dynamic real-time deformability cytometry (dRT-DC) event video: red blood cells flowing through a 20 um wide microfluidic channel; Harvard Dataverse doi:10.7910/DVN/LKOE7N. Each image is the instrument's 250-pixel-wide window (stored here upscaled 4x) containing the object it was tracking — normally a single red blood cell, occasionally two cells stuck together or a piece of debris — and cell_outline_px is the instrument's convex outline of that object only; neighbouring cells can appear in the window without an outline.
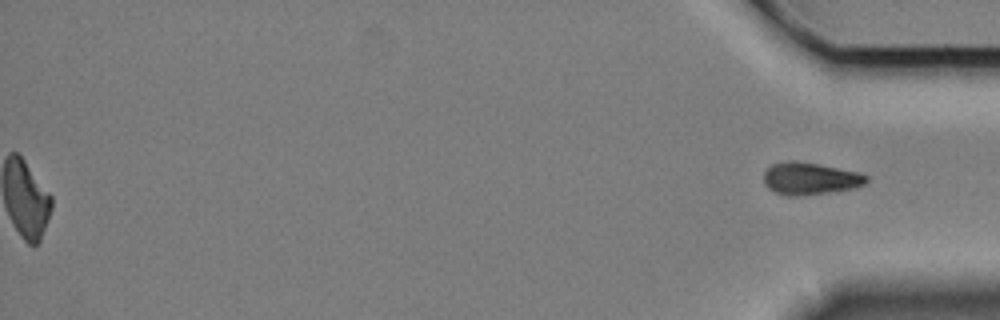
{"species": "Egyptian fruit bat (a non-hibernating species)", "species_latin": "Rousettus aegyptiacus", "temperature_condition": "cold", "stored_images_in_passage": 59, "segment_of_instrument_passage": [2, 2], "camera_frame_rate_fps": 3000, "um_per_image_px": 0.085, "animal": {"sex": "female"}, "frame": {"image": 1, "passage_image": 59, "time_ms": 19.333, "image_size_px": [1000, 320], "cell_outline_px": [[868, 180], [864, 184], [856, 188], [800, 196], [784, 196], [768, 188], [764, 184], [764, 172], [772, 164], [788, 160], [792, 160], [816, 164], [856, 172], [868, 176]], "centroid_in_image_um": [68.82, 15.19], "position_along_channel_um": 366.4, "area_um2": 19.13}}